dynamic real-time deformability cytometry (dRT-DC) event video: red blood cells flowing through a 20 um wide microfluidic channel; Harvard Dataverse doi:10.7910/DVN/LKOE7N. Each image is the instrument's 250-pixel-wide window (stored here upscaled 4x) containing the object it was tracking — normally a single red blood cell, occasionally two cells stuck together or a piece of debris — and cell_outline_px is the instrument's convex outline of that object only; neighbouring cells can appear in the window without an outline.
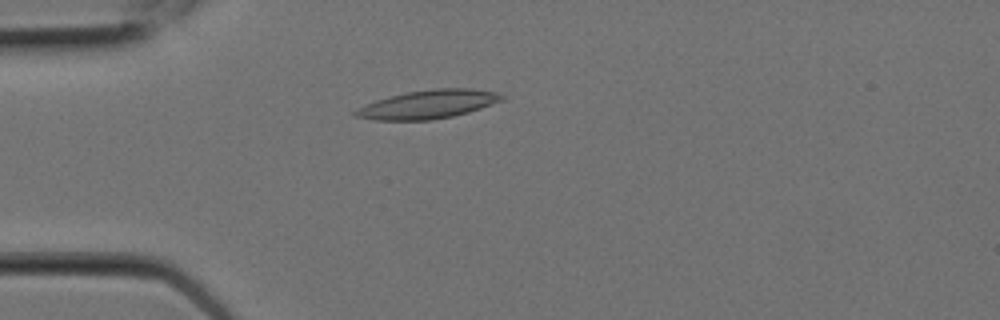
{"species": "Egyptian fruit bat (a non-hibernating species)", "species_latin": "Rousettus aegyptiacus", "temperature_condition": "room temperature", "stored_images_in_passage": 6, "camera_frame_rate_fps": 3000, "um_per_image_px": 0.085, "animal": {"sex": "female"}, "frame": {"image": 1, "passage_image": 2, "time_ms": 0.333, "image_size_px": [1000, 320], "cell_outline_px": [[504, 100], [468, 112], [452, 116], [432, 120], [376, 120], [352, 116], [352, 112], [356, 108], [376, 100], [408, 92], [432, 88], [472, 88], [496, 92], [504, 96]], "centroid_in_image_um": [36.37, 8.87], "position_along_channel_um": 48.6, "area_um2": 24.33}}
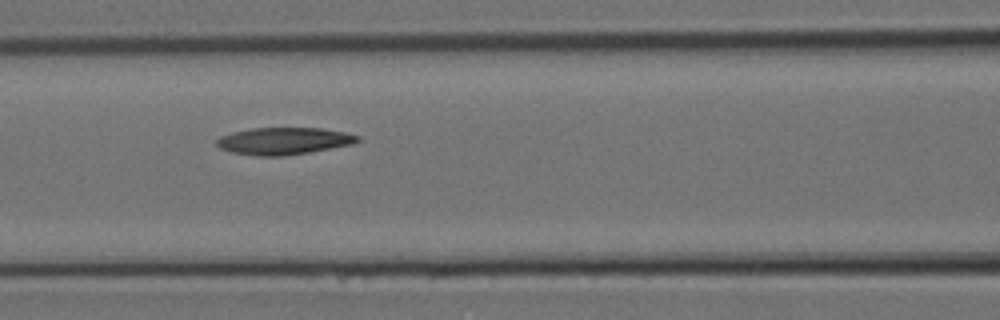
{"frame": {"image": 2, "passage_image": 5, "time_ms": 1.333, "image_size_px": [1000, 320], "cell_outline_px": [[360, 140], [352, 144], [308, 152], [284, 156], [256, 156], [232, 152], [220, 148], [216, 144], [216, 140], [220, 136], [252, 128], [320, 128], [344, 132], [360, 136]], "centroid_in_image_um": [24.12, 11.98], "position_along_channel_um": 142.5, "area_um2": 22.02}}
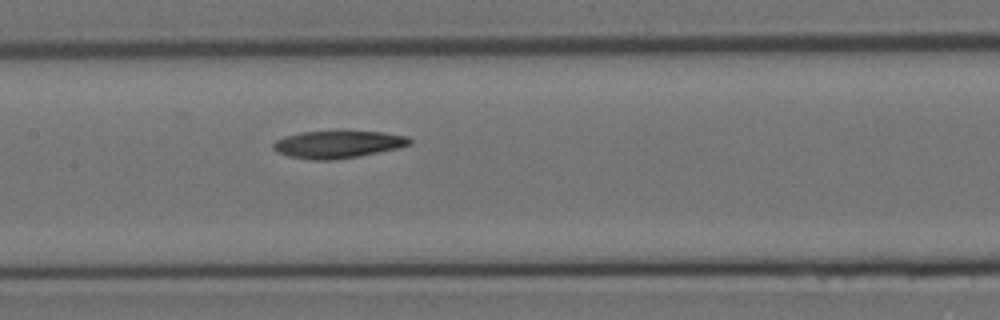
{"frame": {"image": 3, "passage_image": 6, "time_ms": 1.667, "image_size_px": [1000, 320], "cell_outline_px": [[412, 144], [400, 148], [356, 156], [332, 160], [312, 160], [288, 156], [276, 152], [272, 148], [272, 144], [276, 140], [284, 136], [300, 132], [344, 128], [384, 132], [408, 136], [412, 140]], "centroid_in_image_um": [28.73, 12.21], "position_along_channel_um": 178.7, "area_um2": 22.89}}